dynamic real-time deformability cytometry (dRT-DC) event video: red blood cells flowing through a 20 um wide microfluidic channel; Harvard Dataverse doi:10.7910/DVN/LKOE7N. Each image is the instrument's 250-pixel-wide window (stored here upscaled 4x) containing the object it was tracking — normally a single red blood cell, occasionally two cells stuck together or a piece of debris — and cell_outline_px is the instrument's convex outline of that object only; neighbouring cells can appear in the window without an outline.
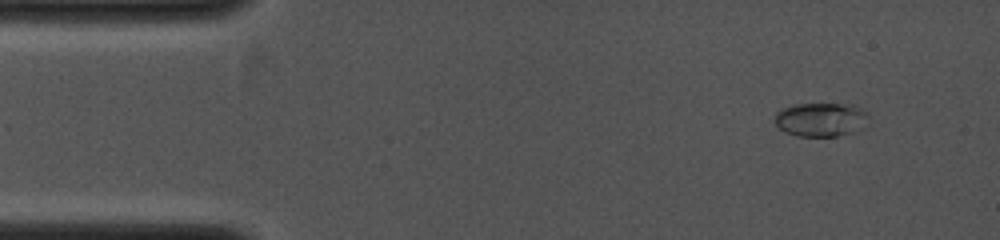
{"species": "common noctule bat (a hibernating species)", "species_latin": "Nyctalus noctula", "temperature_condition": "cold", "stored_images_in_passage": 8, "segment_of_instrument_passage": [2, 2], "camera_frame_rate_fps": 4000, "um_per_image_px": 0.085, "animal": {"sex": "female", "body_mass_g": 19.0, "forearm_length_mm": 53.3}, "frame": {"image": 1, "passage_image": 8, "time_ms": 3.5, "image_size_px": [1000, 240], "cell_outline_px": [[868, 116], [864, 128], [836, 136], [796, 136], [784, 132], [776, 124], [776, 112], [792, 104], [852, 104], [868, 112]], "centroid_in_image_um": [69.78, 10.15], "position_along_channel_um": 15.2, "area_um2": 18.5}}